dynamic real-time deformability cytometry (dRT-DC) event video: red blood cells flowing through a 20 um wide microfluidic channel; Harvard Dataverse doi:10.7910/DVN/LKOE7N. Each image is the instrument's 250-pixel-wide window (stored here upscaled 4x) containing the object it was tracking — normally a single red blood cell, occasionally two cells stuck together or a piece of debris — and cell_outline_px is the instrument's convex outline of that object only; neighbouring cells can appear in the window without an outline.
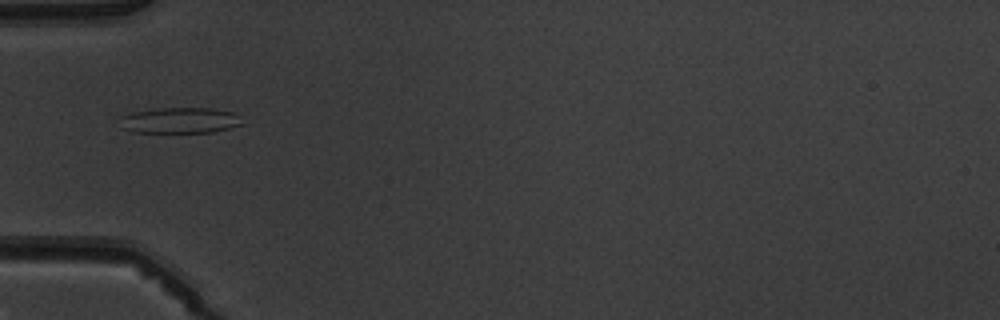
{"species": "common noctule bat (a hibernating species)", "species_latin": "Nyctalus noctula", "temperature_condition": "warm", "stored_images_in_passage": 7, "camera_frame_rate_fps": 3000, "um_per_image_px": 0.085, "animal": {"sex": "male", "body_mass_g": 19.5, "forearm_length_mm": 54.6}, "frame": {"image": 1, "passage_image": 5, "time_ms": 4.667, "image_size_px": [1000, 320], "cell_outline_px": [[244, 124], [212, 132], [132, 132], [120, 128], [120, 116], [132, 112], [160, 108], [212, 108], [232, 112], [240, 116]], "centroid_in_image_um": [15.27, 10.23], "position_along_channel_um": 69.7, "area_um2": 18.5}}
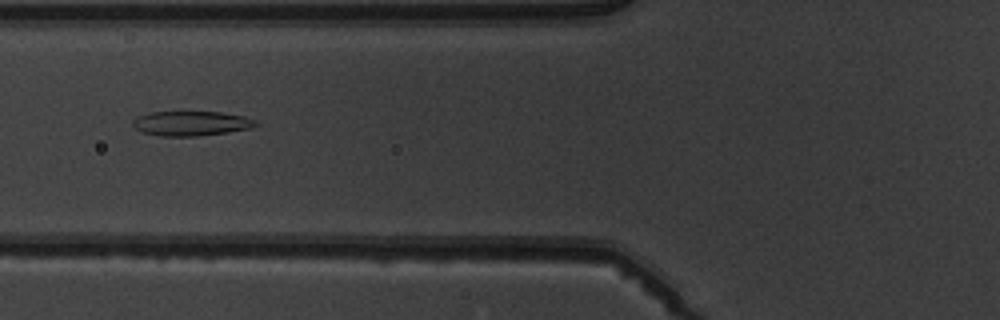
{"frame": {"image": 2, "passage_image": 6, "time_ms": 5.667, "image_size_px": [1000, 320], "cell_outline_px": [[260, 124], [252, 128], [228, 132], [196, 136], [160, 136], [144, 132], [136, 128], [132, 124], [132, 120], [136, 116], [148, 112], [220, 112], [244, 116], [256, 120]], "centroid_in_image_um": [16.26, 10.48], "position_along_channel_um": 109.5, "area_um2": 17.74}}
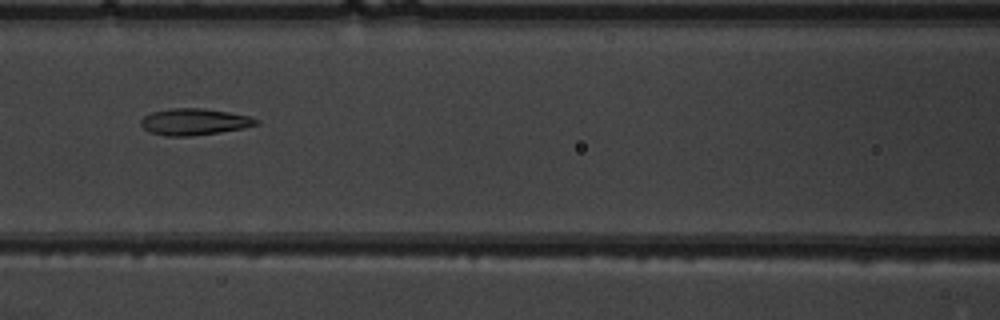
{"frame": {"image": 3, "passage_image": 7, "time_ms": 6.667, "image_size_px": [1000, 320], "cell_outline_px": [[260, 124], [244, 128], [220, 132], [192, 136], [168, 136], [148, 132], [140, 124], [140, 120], [144, 116], [152, 112], [172, 108], [204, 108], [228, 112], [248, 116], [260, 120]], "centroid_in_image_um": [16.52, 10.35], "position_along_channel_um": 150.1, "area_um2": 17.92}}